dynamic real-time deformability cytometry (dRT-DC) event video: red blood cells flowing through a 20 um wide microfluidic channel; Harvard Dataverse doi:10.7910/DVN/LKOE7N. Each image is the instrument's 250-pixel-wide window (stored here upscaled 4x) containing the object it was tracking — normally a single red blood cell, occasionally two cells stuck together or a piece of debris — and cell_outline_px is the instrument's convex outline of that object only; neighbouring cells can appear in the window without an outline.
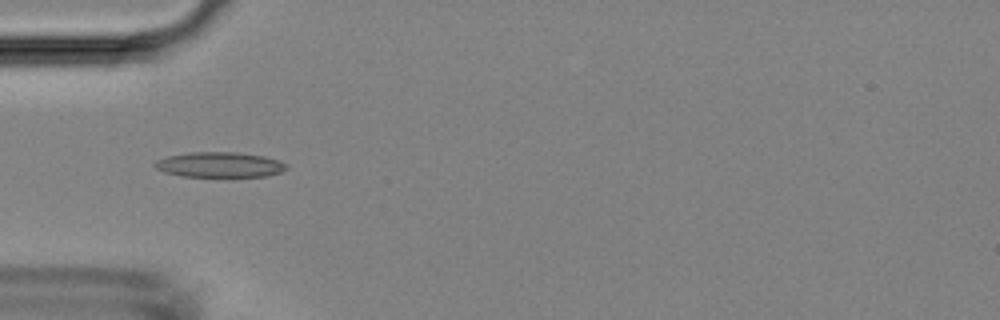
{"species": "Egyptian fruit bat (a non-hibernating species)", "species_latin": "Rousettus aegyptiacus", "temperature_condition": "room temperature", "stored_images_in_passage": 6, "camera_frame_rate_fps": 3000, "um_per_image_px": 0.085, "animal": {"sex": "female"}, "frame": {"image": 1, "passage_image": 3, "time_ms": 3.333, "image_size_px": [1000, 320], "cell_outline_px": [[288, 168], [280, 172], [268, 176], [180, 176], [164, 172], [156, 168], [152, 164], [156, 160], [168, 156], [192, 152], [236, 152], [264, 156], [280, 160], [288, 164]], "centroid_in_image_um": [18.69, 13.99], "position_along_channel_um": 66.3, "area_um2": 19.36}}
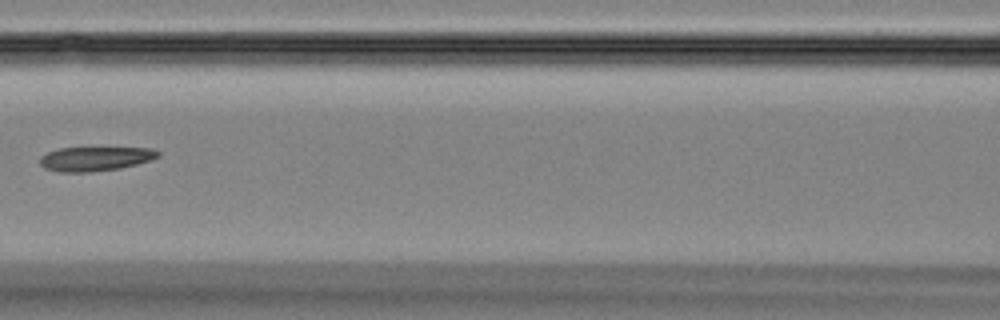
{"frame": {"image": 2, "passage_image": 5, "time_ms": 5.667, "image_size_px": [1000, 320], "cell_outline_px": [[160, 156], [152, 160], [120, 168], [92, 172], [60, 172], [44, 168], [40, 164], [40, 156], [48, 152], [60, 148], [152, 148], [160, 152]], "centroid_in_image_um": [8.1, 13.5], "position_along_channel_um": 158.5, "area_um2": 16.7}}
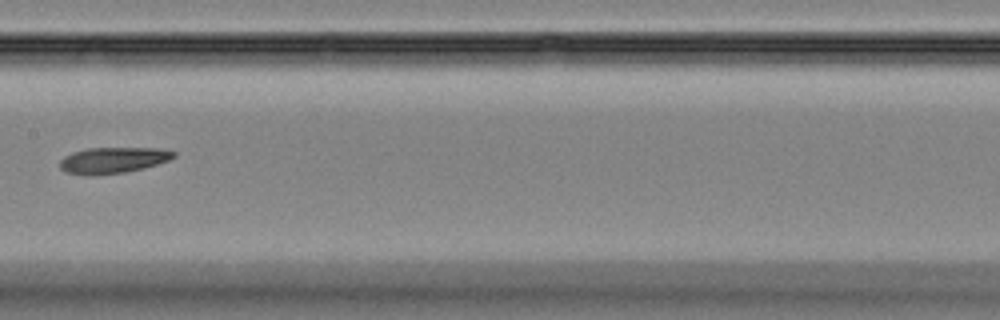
{"frame": {"image": 3, "passage_image": 6, "time_ms": 6.667, "image_size_px": [1000, 320], "cell_outline_px": [[176, 156], [168, 160], [144, 168], [124, 172], [96, 176], [88, 176], [64, 172], [60, 168], [60, 160], [64, 156], [72, 152], [88, 148], [160, 148], [176, 152]], "centroid_in_image_um": [9.57, 13.62], "position_along_channel_um": 197.8, "area_um2": 17.46}}